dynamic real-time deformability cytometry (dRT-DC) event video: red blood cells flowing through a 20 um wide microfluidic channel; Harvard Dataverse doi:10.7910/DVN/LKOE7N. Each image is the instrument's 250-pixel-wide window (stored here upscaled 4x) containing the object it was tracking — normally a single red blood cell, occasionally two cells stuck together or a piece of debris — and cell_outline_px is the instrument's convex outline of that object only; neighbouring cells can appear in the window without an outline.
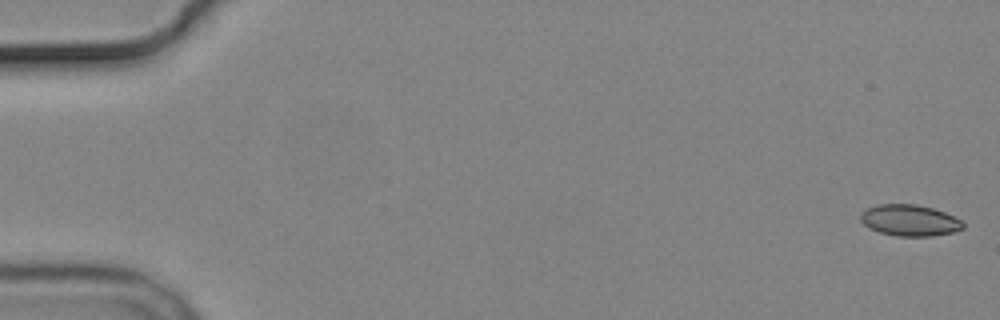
{"species": "common noctule bat (a hibernating species)", "species_latin": "Nyctalus noctula", "temperature_condition": "cold", "stored_images_in_passage": 6, "camera_frame_rate_fps": 3000, "um_per_image_px": 0.085, "animal": {"sex": "male", "body_mass_g": 19.2, "forearm_length_mm": 51.8}, "frame": {"image": 1, "passage_image": 1, "time_ms": 0.0, "image_size_px": [1000, 320], "cell_outline_px": [[964, 228], [956, 232], [932, 236], [896, 236], [880, 232], [868, 228], [860, 220], [860, 212], [876, 204], [916, 204], [932, 208], [944, 212], [960, 220], [964, 224]], "centroid_in_image_um": [77.3, 18.73], "position_along_channel_um": 7.7, "area_um2": 18.79}}
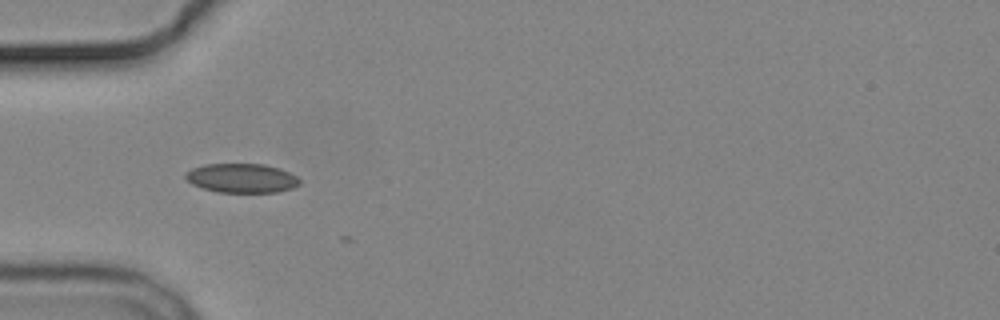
{"frame": {"image": 2, "passage_image": 5, "time_ms": 5.667, "image_size_px": [1000, 320], "cell_outline_px": [[300, 184], [292, 188], [276, 192], [216, 192], [192, 184], [184, 176], [192, 168], [204, 164], [264, 164], [280, 168], [296, 176], [300, 180]], "centroid_in_image_um": [20.56, 15.14], "position_along_channel_um": 64.4, "area_um2": 19.31}}